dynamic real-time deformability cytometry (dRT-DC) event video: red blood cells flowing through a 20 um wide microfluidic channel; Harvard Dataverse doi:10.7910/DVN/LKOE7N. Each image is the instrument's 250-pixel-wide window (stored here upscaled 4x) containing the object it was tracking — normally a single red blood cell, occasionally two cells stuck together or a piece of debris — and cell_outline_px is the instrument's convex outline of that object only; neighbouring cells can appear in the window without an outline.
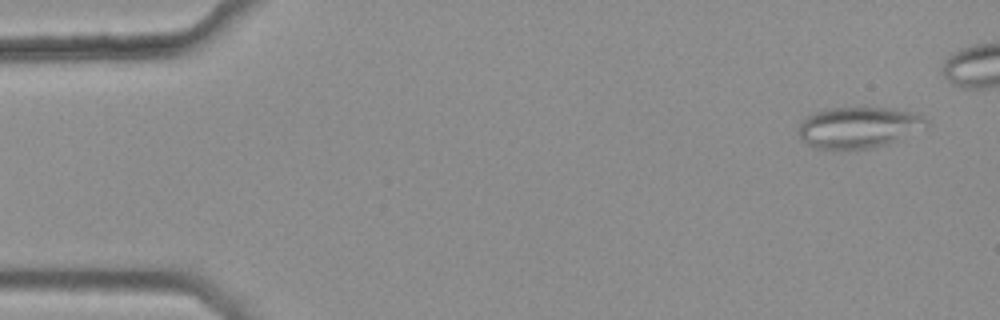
{"species": "common noctule bat (a hibernating species)", "species_latin": "Nyctalus noctula", "temperature_condition": "warm", "stored_images_in_passage": 48, "camera_frame_rate_fps": 3000, "um_per_image_px": 0.085, "animal": {"sex": "female", "body_mass_g": 25.1}, "frame": {"image": 1, "passage_image": 3, "time_ms": 0.667, "image_size_px": [1000, 320], "cell_outline_px": [[932, 120], [928, 124], [888, 144], [872, 148], [816, 148], [808, 144], [800, 136], [800, 124], [804, 116], [828, 108], [892, 108], [912, 112], [924, 116]], "centroid_in_image_um": [72.99, 10.8], "position_along_channel_um": 12.0, "area_um2": 30.11}}
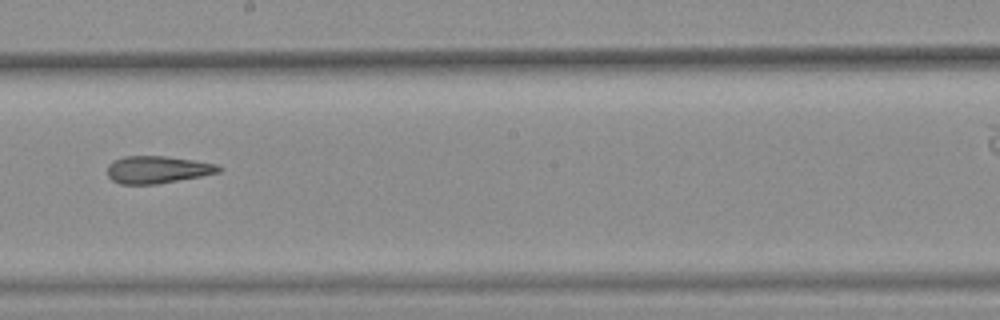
{"frame": {"image": 2, "passage_image": 30, "time_ms": 9.667, "image_size_px": [1000, 320], "cell_outline_px": [[224, 168], [220, 172], [200, 176], [156, 184], [120, 184], [112, 180], [108, 176], [108, 164], [112, 160], [124, 156], [164, 156], [192, 160], [216, 164]], "centroid_in_image_um": [13.36, 14.41], "position_along_channel_um": 234.8, "area_um2": 17.69}}
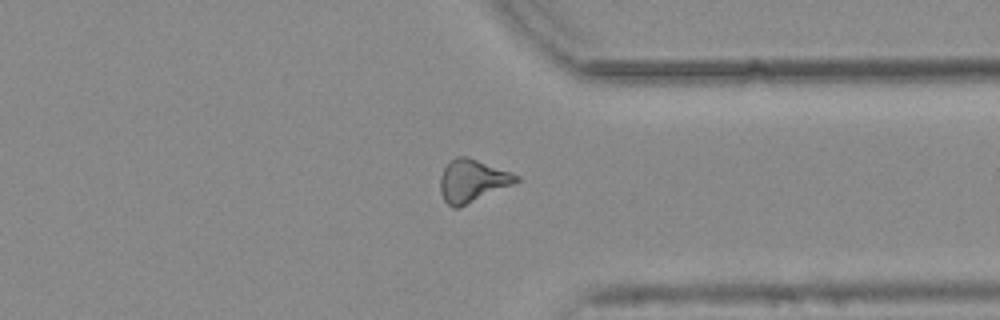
{"frame": {"image": 3, "passage_image": 41, "time_ms": 13.333, "image_size_px": [1000, 320], "cell_outline_px": [[520, 180], [512, 184], [460, 208], [452, 208], [444, 200], [440, 192], [440, 176], [444, 168], [456, 156], [468, 156], [512, 172], [520, 176]], "centroid_in_image_um": [40.14, 15.37], "position_along_channel_um": 371.3, "area_um2": 18.9}, "authors_computed_cell_mechanics": {"area_um2": 18.8428, "velocity_mm_per_s": 3.7791, "shape_relaxation_time_tau1_ms": null, "shape_relaxation_time_tau2_ms": 5.2508, "deformation_change_tau1": null, "deformation_change_tau2": 0.175}}